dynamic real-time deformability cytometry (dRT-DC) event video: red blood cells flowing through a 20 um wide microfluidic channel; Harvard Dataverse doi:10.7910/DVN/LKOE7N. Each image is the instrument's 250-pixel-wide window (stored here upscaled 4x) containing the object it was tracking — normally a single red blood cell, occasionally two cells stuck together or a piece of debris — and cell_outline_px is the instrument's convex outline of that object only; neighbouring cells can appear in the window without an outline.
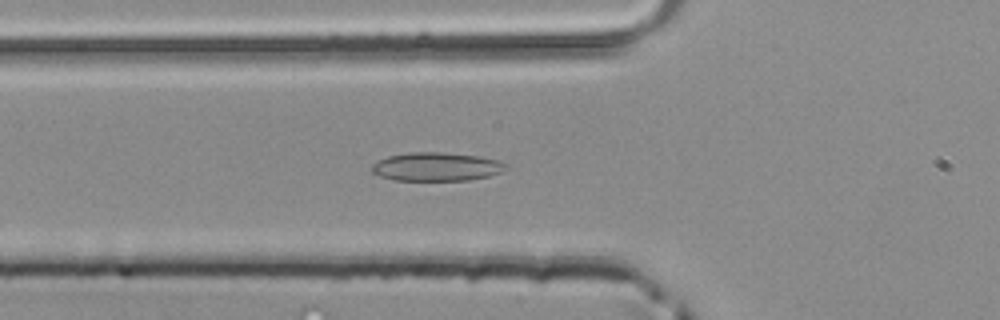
{"species": "common noctule bat (a hibernating species)", "species_latin": "Nyctalus noctula", "temperature_condition": "room temperature", "stored_images_in_passage": 37, "camera_frame_rate_fps": 3000, "um_per_image_px": 0.085, "animal": {"sex": "male", "body_mass_g": 20.4}, "frame": {"image": 1, "passage_image": 8, "time_ms": 2.333, "image_size_px": [1000, 320], "cell_outline_px": [[508, 168], [500, 172], [488, 176], [468, 180], [392, 180], [380, 176], [372, 172], [372, 164], [388, 156], [408, 152], [444, 152], [480, 156], [496, 160], [508, 164]], "centroid_in_image_um": [37.1, 14.16], "position_along_channel_um": 88.7, "area_um2": 22.31}}
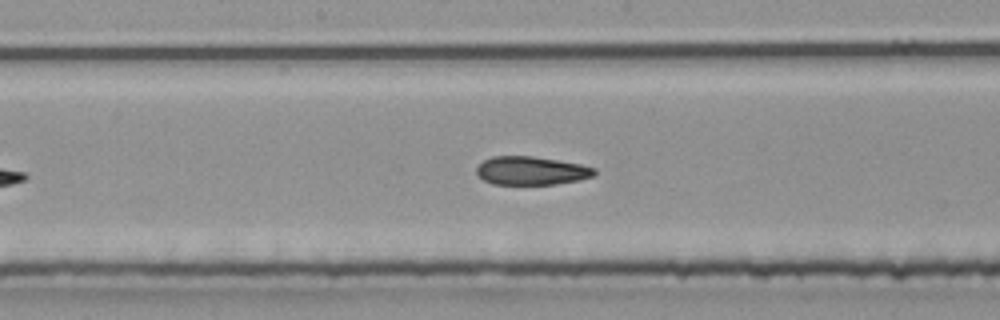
{"frame": {"image": 2, "passage_image": 16, "time_ms": 5.0, "image_size_px": [1000, 320], "cell_outline_px": [[596, 172], [592, 176], [580, 180], [556, 184], [492, 184], [484, 180], [476, 172], [476, 168], [484, 160], [492, 156], [532, 156], [580, 164], [596, 168]], "centroid_in_image_um": [45.16, 14.51], "position_along_channel_um": 203.0, "area_um2": 19.42}}
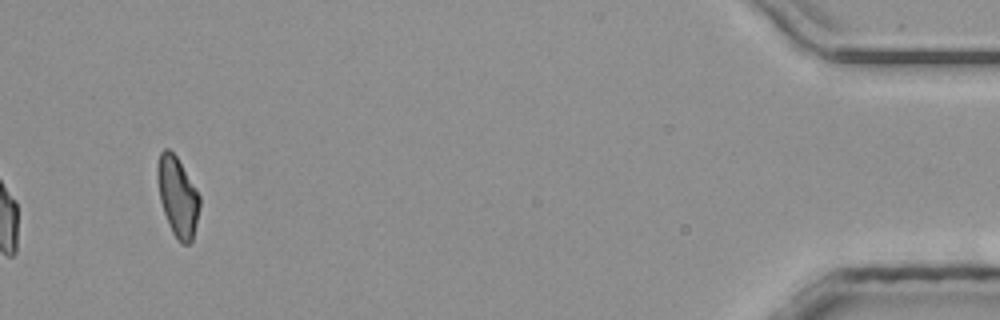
{"frame": {"image": 3, "passage_image": 37, "time_ms": 12.0, "image_size_px": [1000, 320], "cell_outline_px": [[200, 208], [192, 240], [188, 244], [180, 244], [172, 232], [164, 212], [160, 200], [156, 180], [156, 164], [160, 152], [164, 148], [168, 148], [176, 156], [196, 188], [200, 196]], "centroid_in_image_um": [15.08, 16.69], "position_along_channel_um": 420.1, "area_um2": 19.71}}